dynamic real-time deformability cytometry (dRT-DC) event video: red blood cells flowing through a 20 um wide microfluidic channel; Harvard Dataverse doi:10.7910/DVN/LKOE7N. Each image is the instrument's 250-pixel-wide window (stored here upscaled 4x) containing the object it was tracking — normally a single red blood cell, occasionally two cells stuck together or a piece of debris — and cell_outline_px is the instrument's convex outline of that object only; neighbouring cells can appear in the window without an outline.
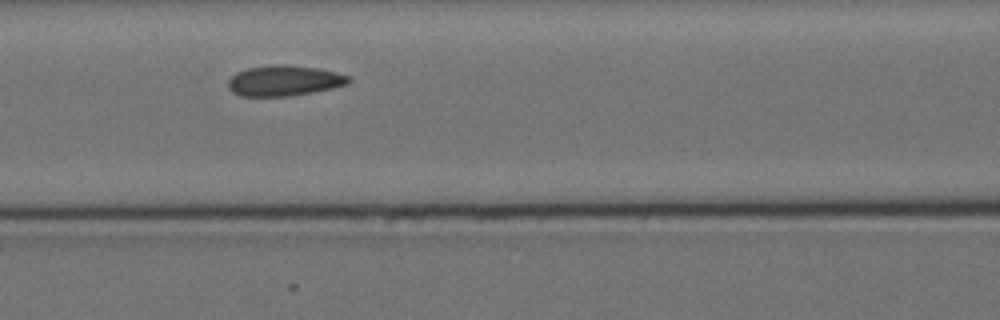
{"species": "Egyptian fruit bat (a non-hibernating species)", "species_latin": "Rousettus aegyptiacus", "temperature_condition": "cold", "stored_images_in_passage": 11, "camera_frame_rate_fps": 3000, "um_per_image_px": 0.085, "animal": {"sex": "female"}, "frame": {"image": 1, "passage_image": 7, "time_ms": 7.667, "image_size_px": [1000, 320], "cell_outline_px": [[352, 80], [348, 84], [332, 88], [312, 92], [288, 96], [240, 96], [232, 92], [228, 88], [228, 80], [236, 72], [248, 68], [276, 64], [288, 64], [320, 68], [336, 72], [348, 76]], "centroid_in_image_um": [24.15, 6.85], "position_along_channel_um": 142.4, "area_um2": 21.56}}
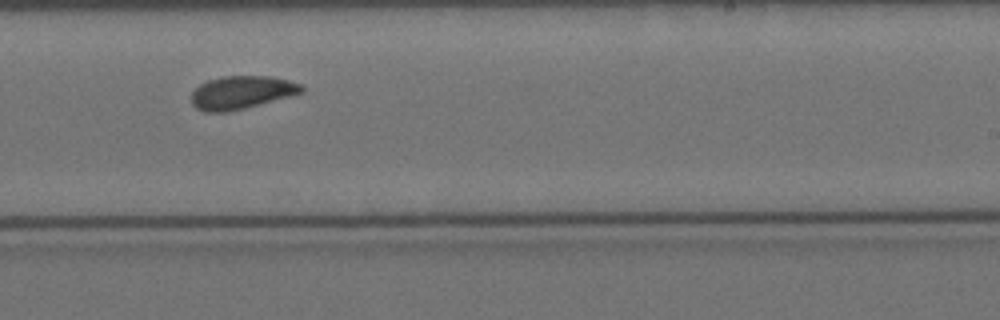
{"frame": {"image": 2, "passage_image": 10, "time_ms": 11.333, "image_size_px": [1000, 320], "cell_outline_px": [[304, 92], [244, 108], [224, 112], [204, 112], [196, 108], [192, 104], [192, 92], [200, 84], [208, 80], [220, 76], [272, 76], [288, 80], [300, 84], [304, 88]], "centroid_in_image_um": [20.51, 7.85], "position_along_channel_um": 268.5, "area_um2": 21.1}}
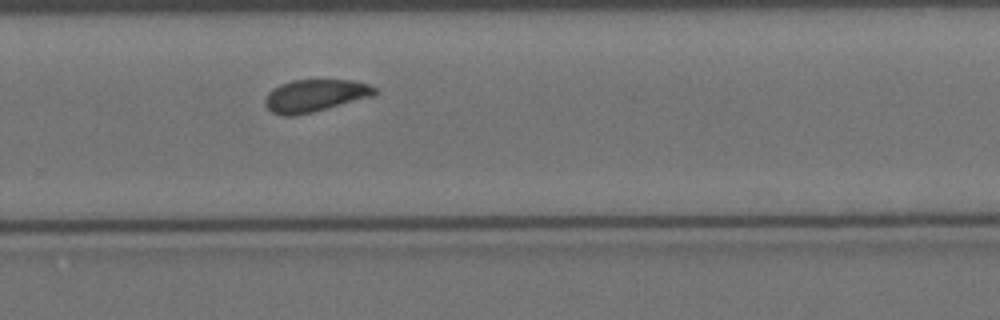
{"frame": {"image": 3, "passage_image": 11, "time_ms": 12.333, "image_size_px": [1000, 320], "cell_outline_px": [[376, 92], [372, 96], [312, 112], [296, 116], [280, 116], [272, 112], [264, 104], [264, 100], [268, 92], [272, 88], [280, 84], [292, 80], [352, 80], [368, 84], [376, 88]], "centroid_in_image_um": [26.72, 8.13], "position_along_channel_um": 303.1, "area_um2": 20.63}}